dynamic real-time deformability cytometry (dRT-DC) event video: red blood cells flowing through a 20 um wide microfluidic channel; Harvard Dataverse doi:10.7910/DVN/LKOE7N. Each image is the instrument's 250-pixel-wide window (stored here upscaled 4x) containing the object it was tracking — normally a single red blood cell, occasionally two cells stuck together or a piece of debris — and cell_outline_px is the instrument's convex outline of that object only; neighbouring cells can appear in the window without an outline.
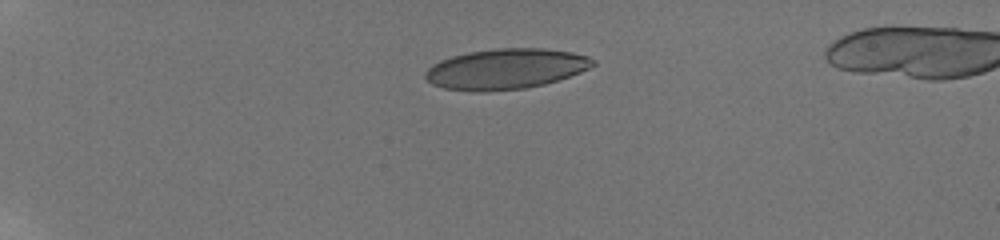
{"species": "human", "species_latin": "Homo sapiens", "temperature_condition": "room temperature", "stored_images_in_passage": 40, "camera_frame_rate_fps": 3000, "um_per_image_px": 0.085, "donor": {"sex": "male"}, "frame": {"image": 1, "passage_image": 2, "time_ms": 0.333, "image_size_px": [1000, 240], "cell_outline_px": [[596, 64], [580, 72], [544, 84], [524, 88], [484, 92], [472, 92], [444, 88], [432, 84], [424, 76], [424, 72], [432, 64], [440, 60], [452, 56], [468, 52], [496, 48], [544, 48], [572, 52], [588, 56], [596, 60]], "centroid_in_image_um": [42.97, 5.85], "position_along_channel_um": 42.0, "area_um2": 39.59}}
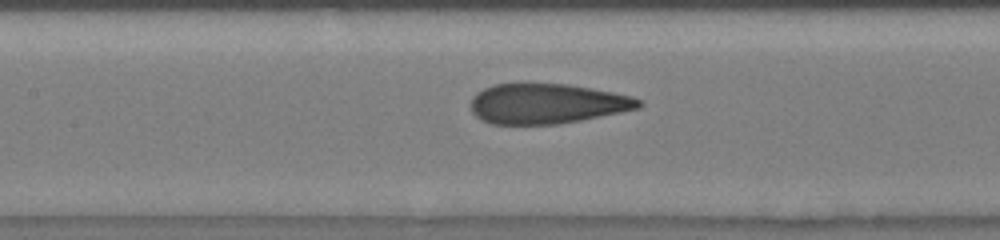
{"frame": {"image": 2, "passage_image": 16, "time_ms": 5.333, "image_size_px": [1000, 240], "cell_outline_px": [[644, 104], [640, 108], [580, 120], [556, 124], [492, 124], [480, 120], [472, 112], [472, 96], [476, 92], [484, 88], [496, 84], [520, 80], [568, 84], [612, 92], [632, 96], [640, 100]], "centroid_in_image_um": [46.44, 8.77], "position_along_channel_um": 161.0, "area_um2": 40.06}}
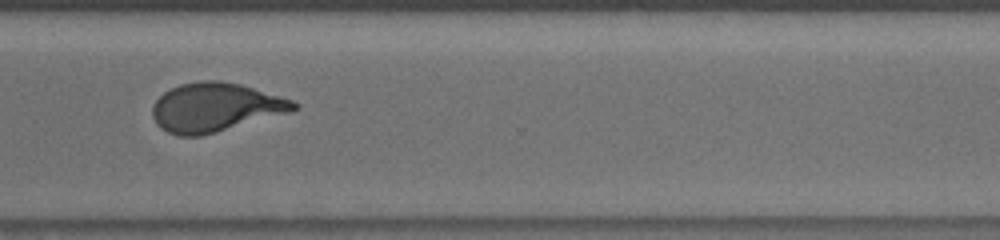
{"frame": {"image": 3, "passage_image": 29, "time_ms": 10.333, "image_size_px": [1000, 240], "cell_outline_px": [[300, 108], [288, 112], [216, 132], [200, 136], [180, 136], [168, 132], [160, 128], [156, 124], [152, 116], [152, 108], [156, 100], [164, 92], [180, 84], [200, 80], [220, 80], [240, 84], [280, 96], [292, 100], [300, 104]], "centroid_in_image_um": [18.28, 9.11], "position_along_channel_um": 352.3, "area_um2": 40.0}, "authors_computed_cell_mechanics": {"area_um2": 40.0265, "velocity_mm_per_s": 3.842, "shape_relaxation_time_tau1_ms": 4.3766, "shape_relaxation_time_tau2_ms": 0.7495, "deformation_change_tau1": 0.1916, "deformation_change_tau2": 0.0694}}